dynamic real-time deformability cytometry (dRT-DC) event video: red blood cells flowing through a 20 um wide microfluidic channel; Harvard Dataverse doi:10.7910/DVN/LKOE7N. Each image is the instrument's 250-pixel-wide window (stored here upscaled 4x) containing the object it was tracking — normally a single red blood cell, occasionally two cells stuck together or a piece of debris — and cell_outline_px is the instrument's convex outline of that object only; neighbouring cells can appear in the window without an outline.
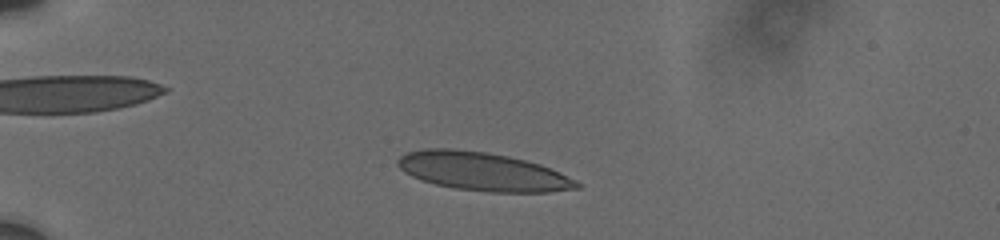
{"species": "human", "species_latin": "Homo sapiens", "temperature_condition": "cold", "stored_images_in_passage": 7, "camera_frame_rate_fps": 3000, "um_per_image_px": 0.085, "donor": {"sex": "male"}, "frame": {"image": 1, "passage_image": 4, "time_ms": 2.667, "image_size_px": [1000, 240], "cell_outline_px": [[580, 188], [548, 192], [492, 192], [456, 188], [436, 184], [412, 176], [404, 172], [396, 164], [396, 160], [400, 156], [408, 152], [424, 148], [456, 148], [484, 152], [508, 156], [540, 164], [576, 180], [580, 184]], "centroid_in_image_um": [41.0, 14.57], "position_along_channel_um": 44.0, "area_um2": 39.82}}
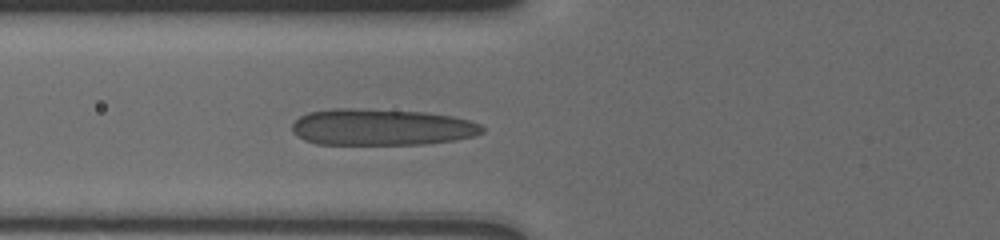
{"frame": {"image": 2, "passage_image": 7, "time_ms": 5.333, "image_size_px": [1000, 240], "cell_outline_px": [[484, 132], [472, 136], [456, 140], [424, 144], [316, 144], [304, 140], [296, 136], [292, 132], [292, 124], [300, 116], [308, 112], [332, 108], [352, 108], [424, 112], [452, 116], [468, 120], [480, 124], [484, 128]], "centroid_in_image_um": [32.39, 10.81], "position_along_channel_um": 93.4, "area_um2": 40.58}}